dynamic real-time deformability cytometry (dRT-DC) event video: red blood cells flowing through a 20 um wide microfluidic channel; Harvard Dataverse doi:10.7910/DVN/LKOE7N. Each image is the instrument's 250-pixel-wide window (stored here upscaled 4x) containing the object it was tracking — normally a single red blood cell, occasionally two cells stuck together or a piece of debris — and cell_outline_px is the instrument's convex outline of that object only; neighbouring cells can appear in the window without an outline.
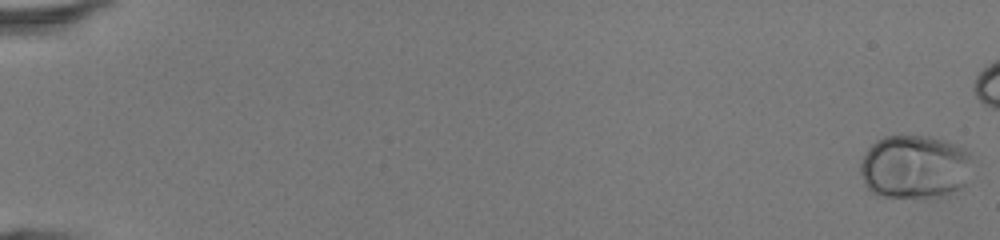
{"species": "human", "species_latin": "Homo sapiens", "temperature_condition": "room temperature", "stored_images_in_passage": 44, "camera_frame_rate_fps": 3000, "um_per_image_px": 0.085, "donor": {"sex": "female"}, "frame": {"image": 1, "passage_image": 1, "time_ms": 0.0, "image_size_px": [1000, 240], "cell_outline_px": [[972, 156], [964, 188], [948, 196], [932, 200], [876, 196], [864, 184], [860, 172], [860, 164], [868, 148], [876, 140], [884, 136], [928, 136], [944, 140], [964, 148]], "centroid_in_image_um": [77.76, 14.24], "position_along_channel_um": 7.2, "area_um2": 42.66}}
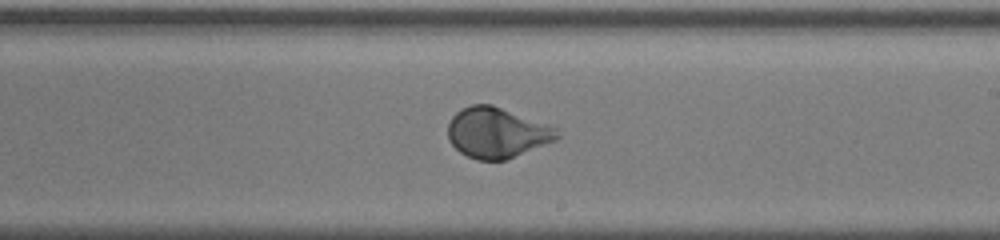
{"frame": {"image": 2, "passage_image": 31, "time_ms": 10.0, "image_size_px": [1000, 240], "cell_outline_px": [[560, 136], [556, 140], [504, 160], [476, 160], [460, 152], [448, 140], [448, 124], [452, 116], [460, 108], [472, 104], [492, 104], [548, 124], [556, 128]], "centroid_in_image_um": [42.21, 11.26], "position_along_channel_um": 246.8, "area_um2": 32.02}}
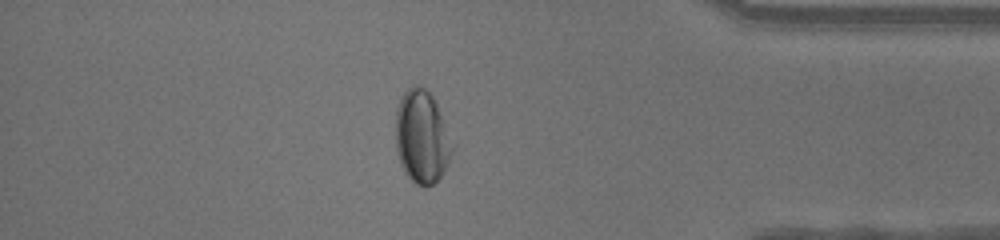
{"frame": {"image": 3, "passage_image": 43, "time_ms": 14.0, "image_size_px": [1000, 240], "cell_outline_px": [[456, 140], [448, 164], [444, 172], [432, 184], [416, 184], [404, 172], [400, 164], [396, 152], [396, 108], [400, 96], [412, 84], [416, 84], [424, 88], [432, 96]], "centroid_in_image_um": [35.88, 11.6], "position_along_channel_um": 399.3, "area_um2": 31.27}}